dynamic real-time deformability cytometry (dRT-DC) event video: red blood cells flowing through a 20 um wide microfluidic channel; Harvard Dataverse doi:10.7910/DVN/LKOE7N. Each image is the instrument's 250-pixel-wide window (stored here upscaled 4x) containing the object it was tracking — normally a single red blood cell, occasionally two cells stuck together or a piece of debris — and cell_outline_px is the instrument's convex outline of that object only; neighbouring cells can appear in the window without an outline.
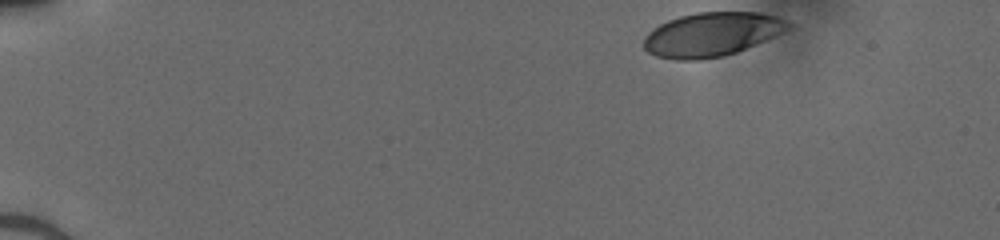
{"species": "human", "species_latin": "Homo sapiens", "temperature_condition": "cold", "stored_images_in_passage": 38, "camera_frame_rate_fps": 3000, "um_per_image_px": 0.085, "donor": {"sex": "male"}, "frame": {"image": 1, "passage_image": 1, "time_ms": 0.0, "image_size_px": [1000, 240], "cell_outline_px": [[792, 28], [736, 52], [724, 56], [700, 60], [676, 60], [656, 56], [648, 52], [644, 48], [644, 40], [648, 32], [660, 24], [668, 20], [680, 16], [696, 12], [756, 12], [776, 16], [792, 24]], "centroid_in_image_um": [60.48, 2.92], "position_along_channel_um": 24.5, "area_um2": 36.82}}
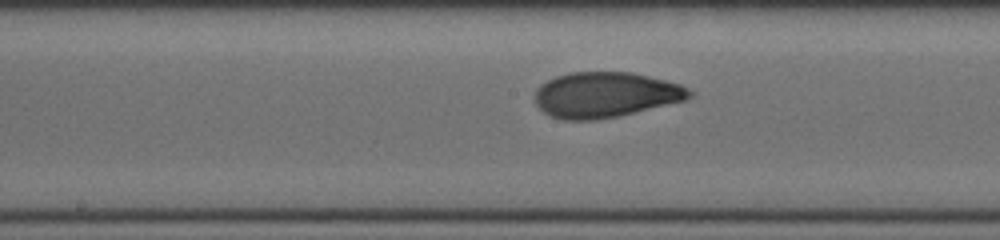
{"frame": {"image": 2, "passage_image": 22, "time_ms": 7.0, "image_size_px": [1000, 240], "cell_outline_px": [[692, 96], [684, 100], [616, 116], [596, 120], [564, 120], [552, 116], [544, 112], [536, 104], [536, 88], [540, 84], [556, 76], [572, 72], [632, 72], [680, 84], [688, 88], [692, 92]], "centroid_in_image_um": [51.43, 8.05], "position_along_channel_um": 196.8, "area_um2": 40.46}}
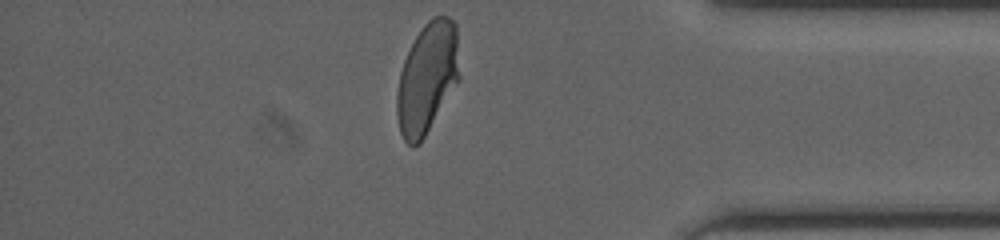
{"frame": {"image": 3, "passage_image": 38, "time_ms": 12.333, "image_size_px": [1000, 240], "cell_outline_px": [[460, 80], [420, 144], [412, 148], [404, 140], [400, 132], [396, 116], [396, 96], [400, 72], [404, 60], [416, 36], [424, 24], [432, 16], [448, 16], [456, 24], [460, 76]], "centroid_in_image_um": [36.32, 6.66], "position_along_channel_um": 398.9, "area_um2": 40.81}}